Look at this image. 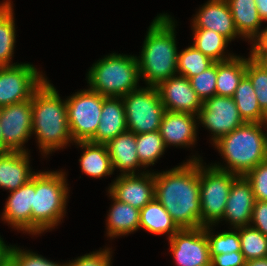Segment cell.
<instances>
[{
    "instance_id": "3",
    "label": "cell",
    "mask_w": 267,
    "mask_h": 266,
    "mask_svg": "<svg viewBox=\"0 0 267 266\" xmlns=\"http://www.w3.org/2000/svg\"><path fill=\"white\" fill-rule=\"evenodd\" d=\"M31 101L32 134L37 136L44 156L73 141L68 125L66 100L62 101L58 91L47 79L34 92Z\"/></svg>"
},
{
    "instance_id": "4",
    "label": "cell",
    "mask_w": 267,
    "mask_h": 266,
    "mask_svg": "<svg viewBox=\"0 0 267 266\" xmlns=\"http://www.w3.org/2000/svg\"><path fill=\"white\" fill-rule=\"evenodd\" d=\"M213 144L227 161V167L219 164L212 166L237 176H245L258 164L267 160L261 123L246 122Z\"/></svg>"
},
{
    "instance_id": "21",
    "label": "cell",
    "mask_w": 267,
    "mask_h": 266,
    "mask_svg": "<svg viewBox=\"0 0 267 266\" xmlns=\"http://www.w3.org/2000/svg\"><path fill=\"white\" fill-rule=\"evenodd\" d=\"M28 155L19 151L0 153V187L15 191L32 178L35 172L30 170Z\"/></svg>"
},
{
    "instance_id": "29",
    "label": "cell",
    "mask_w": 267,
    "mask_h": 266,
    "mask_svg": "<svg viewBox=\"0 0 267 266\" xmlns=\"http://www.w3.org/2000/svg\"><path fill=\"white\" fill-rule=\"evenodd\" d=\"M11 1L0 4V67L11 64L15 45V24Z\"/></svg>"
},
{
    "instance_id": "28",
    "label": "cell",
    "mask_w": 267,
    "mask_h": 266,
    "mask_svg": "<svg viewBox=\"0 0 267 266\" xmlns=\"http://www.w3.org/2000/svg\"><path fill=\"white\" fill-rule=\"evenodd\" d=\"M240 116L245 122L261 123L266 113L260 108L252 82L245 75L233 95Z\"/></svg>"
},
{
    "instance_id": "22",
    "label": "cell",
    "mask_w": 267,
    "mask_h": 266,
    "mask_svg": "<svg viewBox=\"0 0 267 266\" xmlns=\"http://www.w3.org/2000/svg\"><path fill=\"white\" fill-rule=\"evenodd\" d=\"M113 171L118 168L123 175L136 174L140 164L136 150V134L127 130L106 144Z\"/></svg>"
},
{
    "instance_id": "13",
    "label": "cell",
    "mask_w": 267,
    "mask_h": 266,
    "mask_svg": "<svg viewBox=\"0 0 267 266\" xmlns=\"http://www.w3.org/2000/svg\"><path fill=\"white\" fill-rule=\"evenodd\" d=\"M169 242L178 266H211L209 243L204 227L180 229Z\"/></svg>"
},
{
    "instance_id": "17",
    "label": "cell",
    "mask_w": 267,
    "mask_h": 266,
    "mask_svg": "<svg viewBox=\"0 0 267 266\" xmlns=\"http://www.w3.org/2000/svg\"><path fill=\"white\" fill-rule=\"evenodd\" d=\"M192 23L193 28L213 30L230 42L239 35L226 0H209L201 7Z\"/></svg>"
},
{
    "instance_id": "26",
    "label": "cell",
    "mask_w": 267,
    "mask_h": 266,
    "mask_svg": "<svg viewBox=\"0 0 267 266\" xmlns=\"http://www.w3.org/2000/svg\"><path fill=\"white\" fill-rule=\"evenodd\" d=\"M140 228L156 235L167 233L169 239L180 230L171 215L156 198L140 210Z\"/></svg>"
},
{
    "instance_id": "49",
    "label": "cell",
    "mask_w": 267,
    "mask_h": 266,
    "mask_svg": "<svg viewBox=\"0 0 267 266\" xmlns=\"http://www.w3.org/2000/svg\"><path fill=\"white\" fill-rule=\"evenodd\" d=\"M0 153H3V135H2L1 124H0Z\"/></svg>"
},
{
    "instance_id": "39",
    "label": "cell",
    "mask_w": 267,
    "mask_h": 266,
    "mask_svg": "<svg viewBox=\"0 0 267 266\" xmlns=\"http://www.w3.org/2000/svg\"><path fill=\"white\" fill-rule=\"evenodd\" d=\"M110 249H103L78 257L77 259L66 263V266H111Z\"/></svg>"
},
{
    "instance_id": "36",
    "label": "cell",
    "mask_w": 267,
    "mask_h": 266,
    "mask_svg": "<svg viewBox=\"0 0 267 266\" xmlns=\"http://www.w3.org/2000/svg\"><path fill=\"white\" fill-rule=\"evenodd\" d=\"M216 79H217V62L204 72L191 77L190 83L192 88L198 94L202 101L216 95Z\"/></svg>"
},
{
    "instance_id": "47",
    "label": "cell",
    "mask_w": 267,
    "mask_h": 266,
    "mask_svg": "<svg viewBox=\"0 0 267 266\" xmlns=\"http://www.w3.org/2000/svg\"><path fill=\"white\" fill-rule=\"evenodd\" d=\"M266 124V125H265ZM261 126L266 127L267 128V116L261 121ZM267 131V130H266ZM264 141H265V147H266V151H267V132L264 133Z\"/></svg>"
},
{
    "instance_id": "16",
    "label": "cell",
    "mask_w": 267,
    "mask_h": 266,
    "mask_svg": "<svg viewBox=\"0 0 267 266\" xmlns=\"http://www.w3.org/2000/svg\"><path fill=\"white\" fill-rule=\"evenodd\" d=\"M255 201L250 182L244 176H238L232 182L223 218L234 229L250 225Z\"/></svg>"
},
{
    "instance_id": "25",
    "label": "cell",
    "mask_w": 267,
    "mask_h": 266,
    "mask_svg": "<svg viewBox=\"0 0 267 266\" xmlns=\"http://www.w3.org/2000/svg\"><path fill=\"white\" fill-rule=\"evenodd\" d=\"M114 203L107 218V234L111 238L127 235L139 229L140 210L109 195Z\"/></svg>"
},
{
    "instance_id": "20",
    "label": "cell",
    "mask_w": 267,
    "mask_h": 266,
    "mask_svg": "<svg viewBox=\"0 0 267 266\" xmlns=\"http://www.w3.org/2000/svg\"><path fill=\"white\" fill-rule=\"evenodd\" d=\"M99 122L95 136L90 140L93 143L106 145L128 130L122 97L104 96Z\"/></svg>"
},
{
    "instance_id": "14",
    "label": "cell",
    "mask_w": 267,
    "mask_h": 266,
    "mask_svg": "<svg viewBox=\"0 0 267 266\" xmlns=\"http://www.w3.org/2000/svg\"><path fill=\"white\" fill-rule=\"evenodd\" d=\"M165 110L198 115L203 101L185 76H172L156 86Z\"/></svg>"
},
{
    "instance_id": "5",
    "label": "cell",
    "mask_w": 267,
    "mask_h": 266,
    "mask_svg": "<svg viewBox=\"0 0 267 266\" xmlns=\"http://www.w3.org/2000/svg\"><path fill=\"white\" fill-rule=\"evenodd\" d=\"M67 199L65 173L45 171L33 175L32 235L53 228L61 221Z\"/></svg>"
},
{
    "instance_id": "46",
    "label": "cell",
    "mask_w": 267,
    "mask_h": 266,
    "mask_svg": "<svg viewBox=\"0 0 267 266\" xmlns=\"http://www.w3.org/2000/svg\"><path fill=\"white\" fill-rule=\"evenodd\" d=\"M254 58L267 72V56H251Z\"/></svg>"
},
{
    "instance_id": "45",
    "label": "cell",
    "mask_w": 267,
    "mask_h": 266,
    "mask_svg": "<svg viewBox=\"0 0 267 266\" xmlns=\"http://www.w3.org/2000/svg\"><path fill=\"white\" fill-rule=\"evenodd\" d=\"M245 266H267V257L255 260H247Z\"/></svg>"
},
{
    "instance_id": "10",
    "label": "cell",
    "mask_w": 267,
    "mask_h": 266,
    "mask_svg": "<svg viewBox=\"0 0 267 266\" xmlns=\"http://www.w3.org/2000/svg\"><path fill=\"white\" fill-rule=\"evenodd\" d=\"M45 80L28 63L0 67V108L30 100Z\"/></svg>"
},
{
    "instance_id": "23",
    "label": "cell",
    "mask_w": 267,
    "mask_h": 266,
    "mask_svg": "<svg viewBox=\"0 0 267 266\" xmlns=\"http://www.w3.org/2000/svg\"><path fill=\"white\" fill-rule=\"evenodd\" d=\"M76 144L85 149L79 162L82 172L86 175L101 178L114 172L105 144L93 143L91 141H81L76 142Z\"/></svg>"
},
{
    "instance_id": "37",
    "label": "cell",
    "mask_w": 267,
    "mask_h": 266,
    "mask_svg": "<svg viewBox=\"0 0 267 266\" xmlns=\"http://www.w3.org/2000/svg\"><path fill=\"white\" fill-rule=\"evenodd\" d=\"M251 184L255 199L267 201V160L244 176Z\"/></svg>"
},
{
    "instance_id": "6",
    "label": "cell",
    "mask_w": 267,
    "mask_h": 266,
    "mask_svg": "<svg viewBox=\"0 0 267 266\" xmlns=\"http://www.w3.org/2000/svg\"><path fill=\"white\" fill-rule=\"evenodd\" d=\"M136 58L113 53L98 60L87 74L89 89L106 97H122L137 90L140 74Z\"/></svg>"
},
{
    "instance_id": "33",
    "label": "cell",
    "mask_w": 267,
    "mask_h": 266,
    "mask_svg": "<svg viewBox=\"0 0 267 266\" xmlns=\"http://www.w3.org/2000/svg\"><path fill=\"white\" fill-rule=\"evenodd\" d=\"M241 253L244 259L255 260L267 257V236L251 225L239 228Z\"/></svg>"
},
{
    "instance_id": "43",
    "label": "cell",
    "mask_w": 267,
    "mask_h": 266,
    "mask_svg": "<svg viewBox=\"0 0 267 266\" xmlns=\"http://www.w3.org/2000/svg\"><path fill=\"white\" fill-rule=\"evenodd\" d=\"M262 21H267V0H255Z\"/></svg>"
},
{
    "instance_id": "7",
    "label": "cell",
    "mask_w": 267,
    "mask_h": 266,
    "mask_svg": "<svg viewBox=\"0 0 267 266\" xmlns=\"http://www.w3.org/2000/svg\"><path fill=\"white\" fill-rule=\"evenodd\" d=\"M237 177L214 166L205 169L199 161L201 227L215 225L223 218L232 182Z\"/></svg>"
},
{
    "instance_id": "19",
    "label": "cell",
    "mask_w": 267,
    "mask_h": 266,
    "mask_svg": "<svg viewBox=\"0 0 267 266\" xmlns=\"http://www.w3.org/2000/svg\"><path fill=\"white\" fill-rule=\"evenodd\" d=\"M33 176L23 186L11 191L2 219L17 230L32 233Z\"/></svg>"
},
{
    "instance_id": "34",
    "label": "cell",
    "mask_w": 267,
    "mask_h": 266,
    "mask_svg": "<svg viewBox=\"0 0 267 266\" xmlns=\"http://www.w3.org/2000/svg\"><path fill=\"white\" fill-rule=\"evenodd\" d=\"M211 226H204V231L209 243L210 258L214 255L230 252H241L239 228L235 229L238 232H221L218 235H211Z\"/></svg>"
},
{
    "instance_id": "35",
    "label": "cell",
    "mask_w": 267,
    "mask_h": 266,
    "mask_svg": "<svg viewBox=\"0 0 267 266\" xmlns=\"http://www.w3.org/2000/svg\"><path fill=\"white\" fill-rule=\"evenodd\" d=\"M246 76L252 82L260 108L267 113V72L251 56L246 58Z\"/></svg>"
},
{
    "instance_id": "40",
    "label": "cell",
    "mask_w": 267,
    "mask_h": 266,
    "mask_svg": "<svg viewBox=\"0 0 267 266\" xmlns=\"http://www.w3.org/2000/svg\"><path fill=\"white\" fill-rule=\"evenodd\" d=\"M251 223L254 224L252 227L267 236V201H255Z\"/></svg>"
},
{
    "instance_id": "1",
    "label": "cell",
    "mask_w": 267,
    "mask_h": 266,
    "mask_svg": "<svg viewBox=\"0 0 267 266\" xmlns=\"http://www.w3.org/2000/svg\"><path fill=\"white\" fill-rule=\"evenodd\" d=\"M178 167L155 173V198L180 229L201 227L199 161L193 156Z\"/></svg>"
},
{
    "instance_id": "2",
    "label": "cell",
    "mask_w": 267,
    "mask_h": 266,
    "mask_svg": "<svg viewBox=\"0 0 267 266\" xmlns=\"http://www.w3.org/2000/svg\"><path fill=\"white\" fill-rule=\"evenodd\" d=\"M174 32L175 23L167 14H159L151 23L141 55L136 58L140 78H144L147 86H157L177 74L178 50Z\"/></svg>"
},
{
    "instance_id": "38",
    "label": "cell",
    "mask_w": 267,
    "mask_h": 266,
    "mask_svg": "<svg viewBox=\"0 0 267 266\" xmlns=\"http://www.w3.org/2000/svg\"><path fill=\"white\" fill-rule=\"evenodd\" d=\"M9 258L16 266H66V263L61 265L49 261L41 255L30 251H23L15 246L11 247Z\"/></svg>"
},
{
    "instance_id": "41",
    "label": "cell",
    "mask_w": 267,
    "mask_h": 266,
    "mask_svg": "<svg viewBox=\"0 0 267 266\" xmlns=\"http://www.w3.org/2000/svg\"><path fill=\"white\" fill-rule=\"evenodd\" d=\"M246 260L241 252H228L214 255L211 266H245Z\"/></svg>"
},
{
    "instance_id": "44",
    "label": "cell",
    "mask_w": 267,
    "mask_h": 266,
    "mask_svg": "<svg viewBox=\"0 0 267 266\" xmlns=\"http://www.w3.org/2000/svg\"><path fill=\"white\" fill-rule=\"evenodd\" d=\"M11 245H5L4 241L0 237V265L9 257Z\"/></svg>"
},
{
    "instance_id": "30",
    "label": "cell",
    "mask_w": 267,
    "mask_h": 266,
    "mask_svg": "<svg viewBox=\"0 0 267 266\" xmlns=\"http://www.w3.org/2000/svg\"><path fill=\"white\" fill-rule=\"evenodd\" d=\"M192 29L194 33V42L192 45L214 62L226 61L235 56L230 54L227 57V55H224V50L229 41L219 33L204 28Z\"/></svg>"
},
{
    "instance_id": "11",
    "label": "cell",
    "mask_w": 267,
    "mask_h": 266,
    "mask_svg": "<svg viewBox=\"0 0 267 266\" xmlns=\"http://www.w3.org/2000/svg\"><path fill=\"white\" fill-rule=\"evenodd\" d=\"M196 119L213 132V143L246 123L240 116L233 97L217 95L203 101Z\"/></svg>"
},
{
    "instance_id": "27",
    "label": "cell",
    "mask_w": 267,
    "mask_h": 266,
    "mask_svg": "<svg viewBox=\"0 0 267 266\" xmlns=\"http://www.w3.org/2000/svg\"><path fill=\"white\" fill-rule=\"evenodd\" d=\"M246 75V59L238 56L217 62L216 95L233 97L237 86Z\"/></svg>"
},
{
    "instance_id": "18",
    "label": "cell",
    "mask_w": 267,
    "mask_h": 266,
    "mask_svg": "<svg viewBox=\"0 0 267 266\" xmlns=\"http://www.w3.org/2000/svg\"><path fill=\"white\" fill-rule=\"evenodd\" d=\"M195 116L165 110L159 131L166 147L169 145L187 147L195 143L197 136Z\"/></svg>"
},
{
    "instance_id": "9",
    "label": "cell",
    "mask_w": 267,
    "mask_h": 266,
    "mask_svg": "<svg viewBox=\"0 0 267 266\" xmlns=\"http://www.w3.org/2000/svg\"><path fill=\"white\" fill-rule=\"evenodd\" d=\"M104 96L91 89L78 91L66 100L67 118L73 141H90L99 126Z\"/></svg>"
},
{
    "instance_id": "24",
    "label": "cell",
    "mask_w": 267,
    "mask_h": 266,
    "mask_svg": "<svg viewBox=\"0 0 267 266\" xmlns=\"http://www.w3.org/2000/svg\"><path fill=\"white\" fill-rule=\"evenodd\" d=\"M239 36L253 40L260 30L262 20L255 0H226Z\"/></svg>"
},
{
    "instance_id": "48",
    "label": "cell",
    "mask_w": 267,
    "mask_h": 266,
    "mask_svg": "<svg viewBox=\"0 0 267 266\" xmlns=\"http://www.w3.org/2000/svg\"><path fill=\"white\" fill-rule=\"evenodd\" d=\"M0 266H16L15 263L8 257Z\"/></svg>"
},
{
    "instance_id": "42",
    "label": "cell",
    "mask_w": 267,
    "mask_h": 266,
    "mask_svg": "<svg viewBox=\"0 0 267 266\" xmlns=\"http://www.w3.org/2000/svg\"><path fill=\"white\" fill-rule=\"evenodd\" d=\"M252 41L254 44L250 56H267V27L260 31Z\"/></svg>"
},
{
    "instance_id": "31",
    "label": "cell",
    "mask_w": 267,
    "mask_h": 266,
    "mask_svg": "<svg viewBox=\"0 0 267 266\" xmlns=\"http://www.w3.org/2000/svg\"><path fill=\"white\" fill-rule=\"evenodd\" d=\"M165 144L160 131L141 133L136 135V150L142 167L154 165L163 155Z\"/></svg>"
},
{
    "instance_id": "12",
    "label": "cell",
    "mask_w": 267,
    "mask_h": 266,
    "mask_svg": "<svg viewBox=\"0 0 267 266\" xmlns=\"http://www.w3.org/2000/svg\"><path fill=\"white\" fill-rule=\"evenodd\" d=\"M0 124L3 135V153L26 152L22 146L32 135V101L0 108Z\"/></svg>"
},
{
    "instance_id": "32",
    "label": "cell",
    "mask_w": 267,
    "mask_h": 266,
    "mask_svg": "<svg viewBox=\"0 0 267 266\" xmlns=\"http://www.w3.org/2000/svg\"><path fill=\"white\" fill-rule=\"evenodd\" d=\"M215 62L205 56L195 46L184 49L178 54L177 73L188 79L194 77L211 67Z\"/></svg>"
},
{
    "instance_id": "8",
    "label": "cell",
    "mask_w": 267,
    "mask_h": 266,
    "mask_svg": "<svg viewBox=\"0 0 267 266\" xmlns=\"http://www.w3.org/2000/svg\"><path fill=\"white\" fill-rule=\"evenodd\" d=\"M127 129L141 134L159 131L165 108L156 86H147L122 96Z\"/></svg>"
},
{
    "instance_id": "15",
    "label": "cell",
    "mask_w": 267,
    "mask_h": 266,
    "mask_svg": "<svg viewBox=\"0 0 267 266\" xmlns=\"http://www.w3.org/2000/svg\"><path fill=\"white\" fill-rule=\"evenodd\" d=\"M108 192L118 201L141 210L155 198V173L121 174Z\"/></svg>"
}]
</instances>
